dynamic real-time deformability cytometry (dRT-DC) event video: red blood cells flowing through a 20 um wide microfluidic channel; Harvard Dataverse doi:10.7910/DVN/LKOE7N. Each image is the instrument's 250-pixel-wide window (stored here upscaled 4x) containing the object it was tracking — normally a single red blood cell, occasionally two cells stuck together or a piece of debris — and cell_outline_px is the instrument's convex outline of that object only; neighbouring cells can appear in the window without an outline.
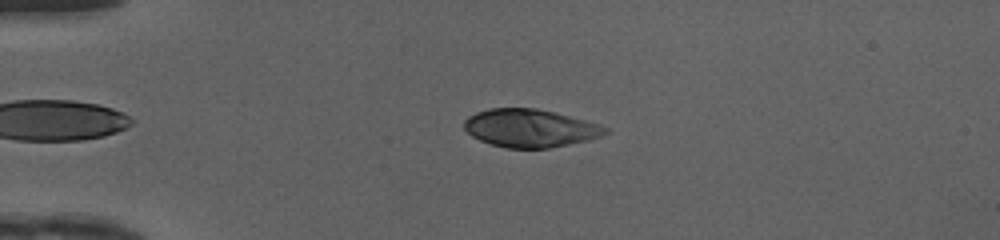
{"species": "human", "species_latin": "Homo sapiens", "temperature_condition": "cold", "stored_images_in_passage": 39, "camera_frame_rate_fps": 3000, "um_per_image_px": 0.085, "donor": {"sex": "female"}, "frame": {"image": 1, "passage_image": 2, "time_ms": 0.333, "image_size_px": [1000, 240], "cell_outline_px": [[608, 132], [600, 136], [588, 140], [548, 148], [504, 148], [480, 140], [472, 136], [464, 128], [464, 120], [468, 116], [476, 112], [488, 108], [536, 108], [600, 124], [608, 128]], "centroid_in_image_um": [45.02, 10.89], "position_along_channel_um": 40.0, "area_um2": 31.04}}
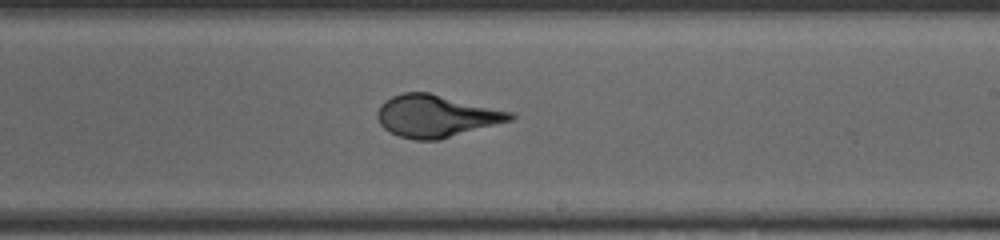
{"frame": {"image": 2, "passage_image": 20, "time_ms": 6.333, "image_size_px": [1000, 240], "cell_outline_px": [[516, 116], [512, 120], [440, 140], [416, 140], [400, 136], [388, 132], [380, 124], [376, 116], [376, 112], [380, 104], [384, 100], [392, 96], [404, 92], [428, 92], [516, 112]], "centroid_in_image_um": [37.08, 9.86], "position_along_channel_um": 251.9, "area_um2": 33.06}}
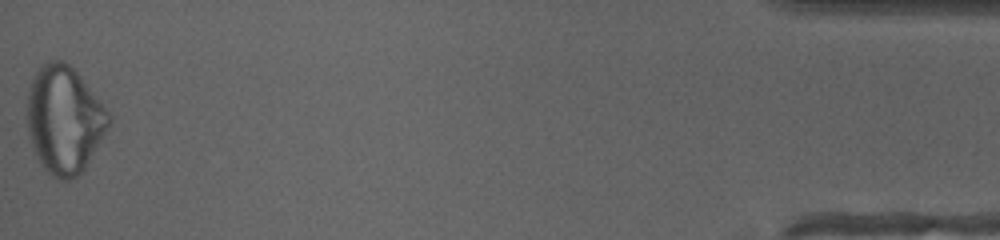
{"frame": {"image": 3, "passage_image": 39, "time_ms": 12.667, "image_size_px": [1000, 240], "cell_outline_px": [[112, 120], [108, 128], [84, 168], [76, 176], [68, 180], [60, 180], [52, 176], [40, 164], [32, 148], [28, 132], [28, 92], [32, 80], [40, 64], [52, 60], [60, 60], [68, 64], [80, 76], [100, 100], [112, 116]], "centroid_in_image_um": [5.46, 10.17], "position_along_channel_um": 429.7, "area_um2": 50.75}}